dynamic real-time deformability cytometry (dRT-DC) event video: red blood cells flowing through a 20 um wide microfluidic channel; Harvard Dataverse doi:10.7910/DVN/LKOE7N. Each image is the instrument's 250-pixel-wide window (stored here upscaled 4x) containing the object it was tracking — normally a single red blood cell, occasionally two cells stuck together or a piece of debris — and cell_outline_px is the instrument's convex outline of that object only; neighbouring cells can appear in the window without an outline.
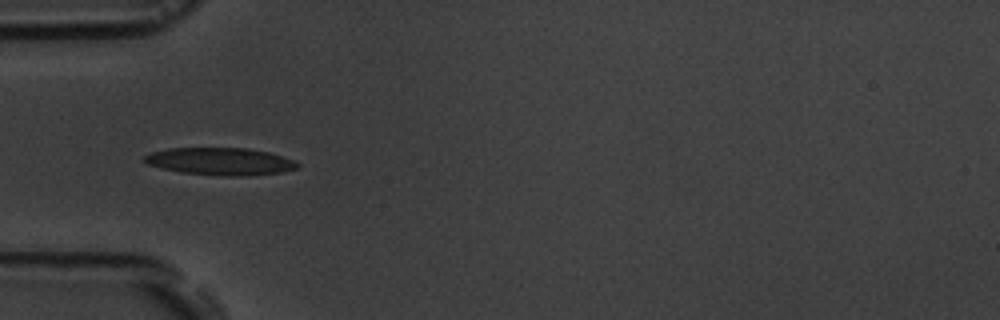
{"species": "common noctule bat (a hibernating species)", "species_latin": "Nyctalus noctula", "temperature_condition": "room temperature", "stored_images_in_passage": 15, "camera_frame_rate_fps": 3000, "um_per_image_px": 0.085, "animal": {"sex": "male", "body_mass_g": 19.5, "forearm_length_mm": 54.6}, "frame": {"image": 1, "passage_image": 5, "time_ms": 5.667, "image_size_px": [1000, 320], "cell_outline_px": [[300, 168], [284, 172], [248, 176], [224, 176], [180, 172], [148, 164], [140, 160], [144, 156], [152, 152], [168, 148], [248, 148], [268, 152], [296, 160], [300, 164]], "centroid_in_image_um": [18.78, 13.72], "position_along_channel_um": 66.2, "area_um2": 24.68}}
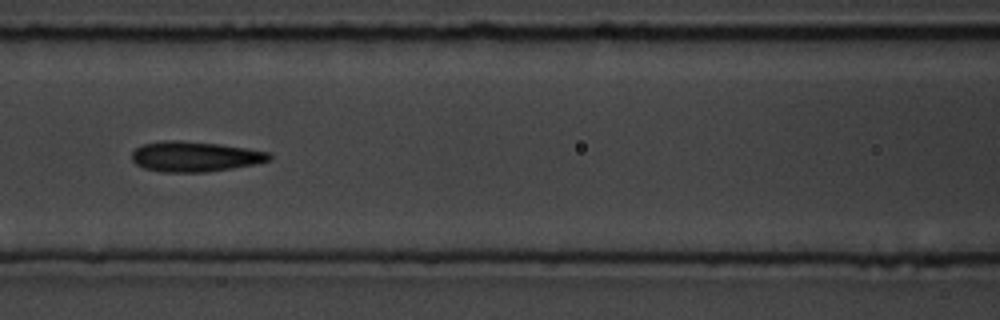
{"frame": {"image": 2, "passage_image": 7, "time_ms": 8.0, "image_size_px": [1000, 320], "cell_outline_px": [[272, 160], [256, 164], [232, 168], [204, 172], [164, 172], [144, 168], [136, 164], [132, 160], [132, 152], [136, 148], [144, 144], [164, 140], [180, 140], [220, 144], [268, 152], [272, 156]], "centroid_in_image_um": [16.57, 13.3], "position_along_channel_um": 150.0, "area_um2": 24.16}}
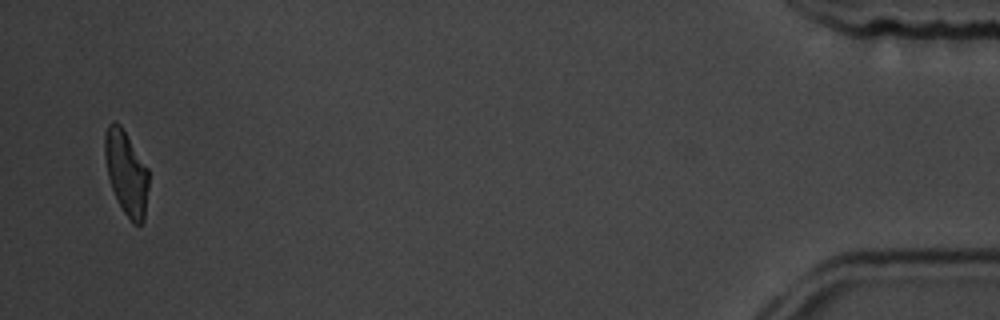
{"frame": {"image": 3, "passage_image": 15, "time_ms": 18.0, "image_size_px": [1000, 320], "cell_outline_px": [[148, 188], [144, 220], [140, 224], [132, 224], [124, 212], [112, 188], [108, 176], [104, 156], [104, 132], [108, 124], [112, 120], [120, 124], [148, 168]], "centroid_in_image_um": [10.72, 14.66], "position_along_channel_um": 424.5, "area_um2": 21.44}, "authors_computed_cell_mechanics": {"area_um2": 23.2934, "velocity_mm_per_s": 3.6073, "shape_relaxation_time_tau1_ms": 4.0691, "shape_relaxation_time_tau2_ms": 1.4807, "deformation_change_tau1": 0.1311, "deformation_change_tau2": 0.0736}}